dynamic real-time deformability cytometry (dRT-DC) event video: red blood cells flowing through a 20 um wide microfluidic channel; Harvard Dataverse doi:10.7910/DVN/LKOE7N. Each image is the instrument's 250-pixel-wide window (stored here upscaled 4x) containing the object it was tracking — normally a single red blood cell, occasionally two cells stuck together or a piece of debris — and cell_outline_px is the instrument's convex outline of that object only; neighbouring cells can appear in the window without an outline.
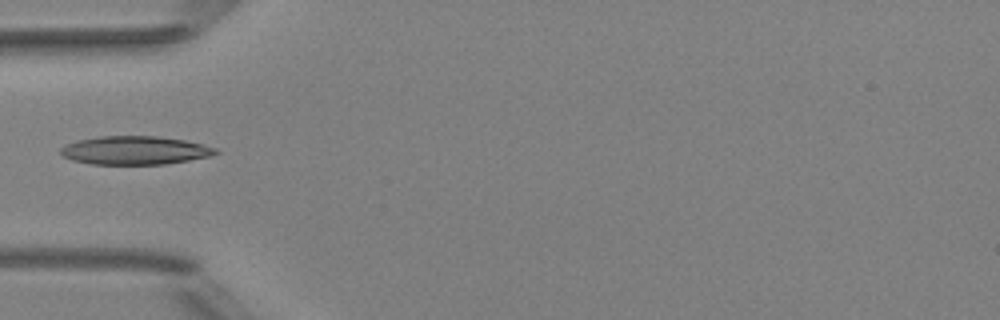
{"species": "Egyptian fruit bat (a non-hibernating species)", "species_latin": "Rousettus aegyptiacus", "temperature_condition": "room temperature", "stored_images_in_passage": 6, "camera_frame_rate_fps": 3000, "um_per_image_px": 0.085, "animal": {"sex": "female"}, "frame": {"image": 1, "passage_image": 5, "time_ms": 4.667, "image_size_px": [1000, 320], "cell_outline_px": [[220, 152], [212, 156], [164, 164], [92, 164], [72, 160], [64, 156], [60, 152], [60, 148], [64, 144], [76, 140], [100, 136], [156, 136], [184, 140], [216, 148]], "centroid_in_image_um": [11.44, 12.78], "position_along_channel_um": 73.6, "area_um2": 25.66}}
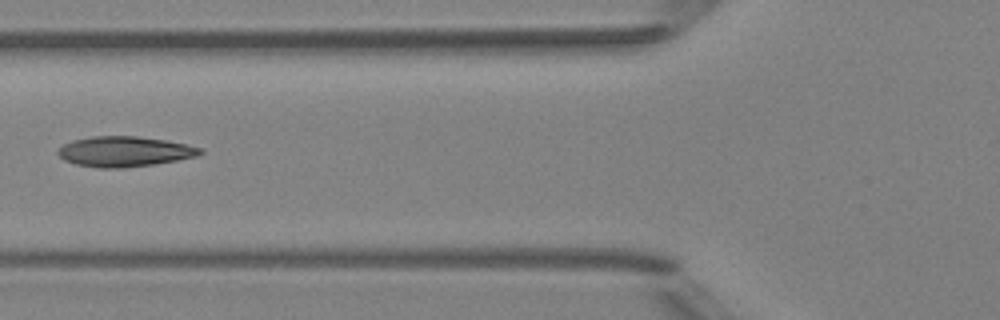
{"frame": {"image": 2, "passage_image": 6, "time_ms": 5.667, "image_size_px": [1000, 320], "cell_outline_px": [[204, 152], [196, 156], [176, 160], [152, 164], [124, 168], [100, 168], [76, 164], [64, 160], [56, 152], [64, 144], [72, 140], [92, 136], [136, 136], [164, 140], [188, 144], [200, 148]], "centroid_in_image_um": [10.56, 12.88], "position_along_channel_um": 115.2, "area_um2": 24.91}}